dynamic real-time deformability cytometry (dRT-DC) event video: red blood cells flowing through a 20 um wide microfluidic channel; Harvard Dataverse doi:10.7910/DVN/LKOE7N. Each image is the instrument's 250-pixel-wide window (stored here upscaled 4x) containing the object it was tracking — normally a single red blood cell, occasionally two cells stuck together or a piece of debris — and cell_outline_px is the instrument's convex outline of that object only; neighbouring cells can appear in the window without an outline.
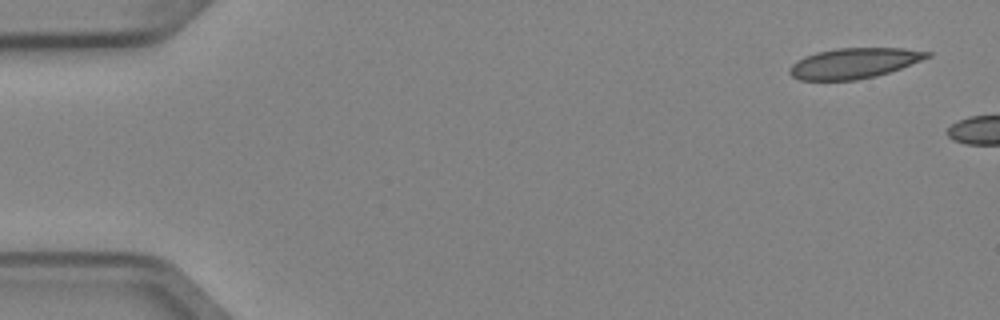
{"species": "Egyptian fruit bat (a non-hibernating species)", "species_latin": "Rousettus aegyptiacus", "temperature_condition": "cold", "stored_images_in_passage": 3, "camera_frame_rate_fps": 3000, "um_per_image_px": 0.085, "animal": {"sex": "female"}, "frame": {"image": 1, "passage_image": 1, "time_ms": 0.0, "image_size_px": [1000, 320], "cell_outline_px": [[932, 56], [900, 68], [876, 76], [856, 80], [800, 80], [792, 76], [788, 72], [788, 68], [796, 60], [804, 56], [816, 52], [836, 48], [904, 48], [932, 52]], "centroid_in_image_um": [72.56, 5.36], "position_along_channel_um": 12.4, "area_um2": 24.45}}